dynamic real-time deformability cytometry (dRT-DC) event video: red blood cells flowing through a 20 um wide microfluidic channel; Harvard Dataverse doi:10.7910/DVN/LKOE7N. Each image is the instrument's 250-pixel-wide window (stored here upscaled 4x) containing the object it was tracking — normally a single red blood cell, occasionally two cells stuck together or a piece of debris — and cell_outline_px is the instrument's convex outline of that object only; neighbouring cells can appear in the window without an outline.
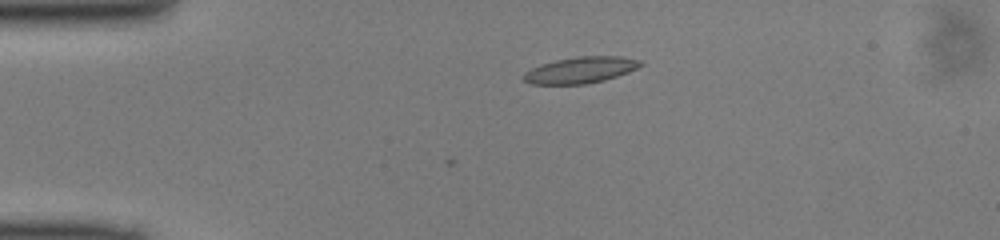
{"species": "common noctule bat (a hibernating species)", "species_latin": "Nyctalus noctula", "temperature_condition": "cold", "stored_images_in_passage": 7, "camera_frame_rate_fps": 3000, "um_per_image_px": 0.085, "animal": {"sex": "male", "body_mass_g": 13.0, "forearm_length_mm": 53.1}, "frame": {"image": 1, "passage_image": 7, "time_ms": 2.0, "image_size_px": [1000, 240], "cell_outline_px": [[644, 64], [628, 72], [604, 80], [584, 84], [532, 84], [524, 80], [524, 72], [540, 64], [556, 60], [580, 56], [620, 56], [640, 60]], "centroid_in_image_um": [49.35, 5.95], "position_along_channel_um": 35.6, "area_um2": 17.74}}